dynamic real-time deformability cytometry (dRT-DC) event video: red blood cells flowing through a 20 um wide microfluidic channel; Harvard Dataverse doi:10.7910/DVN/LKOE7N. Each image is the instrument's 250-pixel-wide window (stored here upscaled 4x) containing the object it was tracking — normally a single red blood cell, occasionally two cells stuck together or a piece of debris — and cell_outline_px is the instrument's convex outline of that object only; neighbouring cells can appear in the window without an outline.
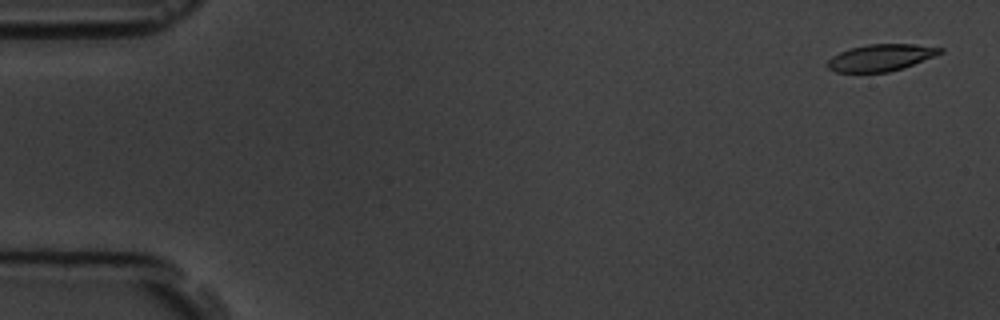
{"species": "common noctule bat (a hibernating species)", "species_latin": "Nyctalus noctula", "temperature_condition": "room temperature", "stored_images_in_passage": 5, "camera_frame_rate_fps": 3000, "um_per_image_px": 0.085, "animal": {"sex": "male", "body_mass_g": 19.5, "forearm_length_mm": 54.6}, "frame": {"image": 1, "passage_image": 1, "time_ms": 0.0, "image_size_px": [1000, 320], "cell_outline_px": [[944, 52], [936, 56], [904, 68], [888, 72], [836, 72], [828, 68], [828, 60], [832, 56], [840, 52], [852, 48], [868, 44], [912, 44], [944, 48]], "centroid_in_image_um": [74.92, 4.9], "position_along_channel_um": 10.1, "area_um2": 17.57}}
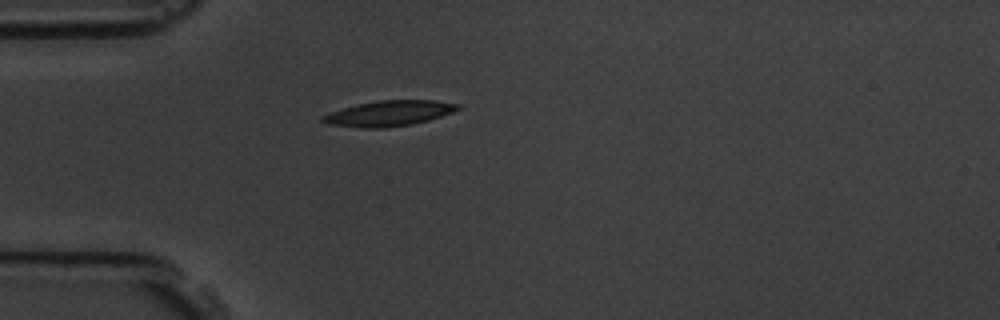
{"frame": {"image": 2, "passage_image": 5, "time_ms": 4.667, "image_size_px": [1000, 320], "cell_outline_px": [[464, 108], [428, 120], [412, 124], [384, 128], [360, 128], [328, 124], [320, 120], [324, 116], [332, 112], [356, 104], [376, 100], [432, 100], [464, 104]], "centroid_in_image_um": [33.13, 9.63], "position_along_channel_um": 51.9, "area_um2": 20.11}}